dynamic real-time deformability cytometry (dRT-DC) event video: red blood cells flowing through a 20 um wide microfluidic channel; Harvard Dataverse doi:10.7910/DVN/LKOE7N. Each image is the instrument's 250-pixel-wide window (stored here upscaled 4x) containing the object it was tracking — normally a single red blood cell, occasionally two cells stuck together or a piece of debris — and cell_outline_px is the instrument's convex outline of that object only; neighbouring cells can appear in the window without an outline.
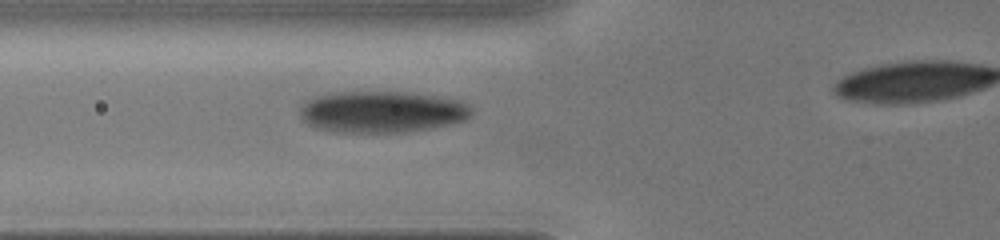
{"species": "human", "species_latin": "Homo sapiens", "temperature_condition": "cold", "stored_images_in_passage": 7, "segment_of_instrument_passage": [1, 2], "camera_frame_rate_fps": 3000, "um_per_image_px": 0.085, "donor": {"sex": "male"}, "frame": {"image": 1, "passage_image": 6, "time_ms": 3.333, "image_size_px": [1000, 240], "cell_outline_px": [[472, 112], [464, 120], [448, 124], [428, 128], [404, 132], [336, 132], [316, 128], [308, 124], [300, 116], [300, 108], [304, 100], [316, 96], [336, 92], [408, 92], [436, 96], [460, 100], [468, 104], [472, 108]], "centroid_in_image_um": [32.42, 9.5], "position_along_channel_um": 93.4, "area_um2": 41.5}}